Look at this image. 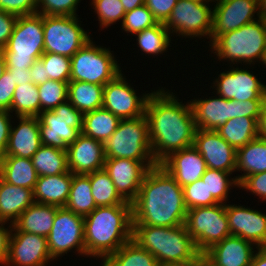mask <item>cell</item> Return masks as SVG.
I'll return each mask as SVG.
<instances>
[{
  "mask_svg": "<svg viewBox=\"0 0 266 266\" xmlns=\"http://www.w3.org/2000/svg\"><path fill=\"white\" fill-rule=\"evenodd\" d=\"M77 16L43 15L44 52L71 58L89 42Z\"/></svg>",
  "mask_w": 266,
  "mask_h": 266,
  "instance_id": "obj_11",
  "label": "cell"
},
{
  "mask_svg": "<svg viewBox=\"0 0 266 266\" xmlns=\"http://www.w3.org/2000/svg\"><path fill=\"white\" fill-rule=\"evenodd\" d=\"M193 147L202 155L207 168L230 173L236 171V149L216 130L196 129Z\"/></svg>",
  "mask_w": 266,
  "mask_h": 266,
  "instance_id": "obj_19",
  "label": "cell"
},
{
  "mask_svg": "<svg viewBox=\"0 0 266 266\" xmlns=\"http://www.w3.org/2000/svg\"><path fill=\"white\" fill-rule=\"evenodd\" d=\"M18 16L0 10V50L4 49L13 33Z\"/></svg>",
  "mask_w": 266,
  "mask_h": 266,
  "instance_id": "obj_51",
  "label": "cell"
},
{
  "mask_svg": "<svg viewBox=\"0 0 266 266\" xmlns=\"http://www.w3.org/2000/svg\"><path fill=\"white\" fill-rule=\"evenodd\" d=\"M258 0H217L213 8V27L210 45L222 34L255 21Z\"/></svg>",
  "mask_w": 266,
  "mask_h": 266,
  "instance_id": "obj_16",
  "label": "cell"
},
{
  "mask_svg": "<svg viewBox=\"0 0 266 266\" xmlns=\"http://www.w3.org/2000/svg\"><path fill=\"white\" fill-rule=\"evenodd\" d=\"M53 260L47 238L29 232H11L6 265L45 266Z\"/></svg>",
  "mask_w": 266,
  "mask_h": 266,
  "instance_id": "obj_18",
  "label": "cell"
},
{
  "mask_svg": "<svg viewBox=\"0 0 266 266\" xmlns=\"http://www.w3.org/2000/svg\"><path fill=\"white\" fill-rule=\"evenodd\" d=\"M254 254L250 266H266V248H258Z\"/></svg>",
  "mask_w": 266,
  "mask_h": 266,
  "instance_id": "obj_58",
  "label": "cell"
},
{
  "mask_svg": "<svg viewBox=\"0 0 266 266\" xmlns=\"http://www.w3.org/2000/svg\"><path fill=\"white\" fill-rule=\"evenodd\" d=\"M70 81L106 85L121 73L109 49L95 46L90 40L71 58Z\"/></svg>",
  "mask_w": 266,
  "mask_h": 266,
  "instance_id": "obj_10",
  "label": "cell"
},
{
  "mask_svg": "<svg viewBox=\"0 0 266 266\" xmlns=\"http://www.w3.org/2000/svg\"><path fill=\"white\" fill-rule=\"evenodd\" d=\"M19 125L10 128L7 148L3 155L32 158L40 148L38 117L19 116ZM16 127V128H15Z\"/></svg>",
  "mask_w": 266,
  "mask_h": 266,
  "instance_id": "obj_25",
  "label": "cell"
},
{
  "mask_svg": "<svg viewBox=\"0 0 266 266\" xmlns=\"http://www.w3.org/2000/svg\"><path fill=\"white\" fill-rule=\"evenodd\" d=\"M170 31L165 27L164 23L158 22L156 25L146 28L136 33L138 47L147 54H161L170 45Z\"/></svg>",
  "mask_w": 266,
  "mask_h": 266,
  "instance_id": "obj_39",
  "label": "cell"
},
{
  "mask_svg": "<svg viewBox=\"0 0 266 266\" xmlns=\"http://www.w3.org/2000/svg\"><path fill=\"white\" fill-rule=\"evenodd\" d=\"M104 266H160L157 259L132 239L109 255Z\"/></svg>",
  "mask_w": 266,
  "mask_h": 266,
  "instance_id": "obj_36",
  "label": "cell"
},
{
  "mask_svg": "<svg viewBox=\"0 0 266 266\" xmlns=\"http://www.w3.org/2000/svg\"><path fill=\"white\" fill-rule=\"evenodd\" d=\"M239 188L247 189L261 199L266 200V172L252 174L245 177L240 183Z\"/></svg>",
  "mask_w": 266,
  "mask_h": 266,
  "instance_id": "obj_50",
  "label": "cell"
},
{
  "mask_svg": "<svg viewBox=\"0 0 266 266\" xmlns=\"http://www.w3.org/2000/svg\"><path fill=\"white\" fill-rule=\"evenodd\" d=\"M103 147L105 158L155 162L145 115L134 119H121L116 131L103 143Z\"/></svg>",
  "mask_w": 266,
  "mask_h": 266,
  "instance_id": "obj_7",
  "label": "cell"
},
{
  "mask_svg": "<svg viewBox=\"0 0 266 266\" xmlns=\"http://www.w3.org/2000/svg\"><path fill=\"white\" fill-rule=\"evenodd\" d=\"M236 150L258 137V121L250 117L229 119L216 130Z\"/></svg>",
  "mask_w": 266,
  "mask_h": 266,
  "instance_id": "obj_33",
  "label": "cell"
},
{
  "mask_svg": "<svg viewBox=\"0 0 266 266\" xmlns=\"http://www.w3.org/2000/svg\"><path fill=\"white\" fill-rule=\"evenodd\" d=\"M7 71L12 74V78L16 85H21L23 83H32L29 70L15 69Z\"/></svg>",
  "mask_w": 266,
  "mask_h": 266,
  "instance_id": "obj_56",
  "label": "cell"
},
{
  "mask_svg": "<svg viewBox=\"0 0 266 266\" xmlns=\"http://www.w3.org/2000/svg\"><path fill=\"white\" fill-rule=\"evenodd\" d=\"M236 170L244 172L235 177L238 183L249 175L266 172V139L258 136L236 150Z\"/></svg>",
  "mask_w": 266,
  "mask_h": 266,
  "instance_id": "obj_30",
  "label": "cell"
},
{
  "mask_svg": "<svg viewBox=\"0 0 266 266\" xmlns=\"http://www.w3.org/2000/svg\"><path fill=\"white\" fill-rule=\"evenodd\" d=\"M11 115L9 111L0 109V156L4 154L11 128Z\"/></svg>",
  "mask_w": 266,
  "mask_h": 266,
  "instance_id": "obj_53",
  "label": "cell"
},
{
  "mask_svg": "<svg viewBox=\"0 0 266 266\" xmlns=\"http://www.w3.org/2000/svg\"><path fill=\"white\" fill-rule=\"evenodd\" d=\"M226 215L231 235L266 248V215L240 205L226 204Z\"/></svg>",
  "mask_w": 266,
  "mask_h": 266,
  "instance_id": "obj_20",
  "label": "cell"
},
{
  "mask_svg": "<svg viewBox=\"0 0 266 266\" xmlns=\"http://www.w3.org/2000/svg\"><path fill=\"white\" fill-rule=\"evenodd\" d=\"M47 242L52 259L73 248L85 255L84 218L66 207H58Z\"/></svg>",
  "mask_w": 266,
  "mask_h": 266,
  "instance_id": "obj_13",
  "label": "cell"
},
{
  "mask_svg": "<svg viewBox=\"0 0 266 266\" xmlns=\"http://www.w3.org/2000/svg\"><path fill=\"white\" fill-rule=\"evenodd\" d=\"M0 178L6 183L34 189L38 175L30 158L1 155Z\"/></svg>",
  "mask_w": 266,
  "mask_h": 266,
  "instance_id": "obj_29",
  "label": "cell"
},
{
  "mask_svg": "<svg viewBox=\"0 0 266 266\" xmlns=\"http://www.w3.org/2000/svg\"><path fill=\"white\" fill-rule=\"evenodd\" d=\"M6 222L0 221V263L6 264L8 253H9V240L11 236V227L10 224V230L8 228H4Z\"/></svg>",
  "mask_w": 266,
  "mask_h": 266,
  "instance_id": "obj_54",
  "label": "cell"
},
{
  "mask_svg": "<svg viewBox=\"0 0 266 266\" xmlns=\"http://www.w3.org/2000/svg\"><path fill=\"white\" fill-rule=\"evenodd\" d=\"M101 27H108L119 20L124 19L125 10L121 0H92Z\"/></svg>",
  "mask_w": 266,
  "mask_h": 266,
  "instance_id": "obj_45",
  "label": "cell"
},
{
  "mask_svg": "<svg viewBox=\"0 0 266 266\" xmlns=\"http://www.w3.org/2000/svg\"><path fill=\"white\" fill-rule=\"evenodd\" d=\"M195 127L204 130H217L229 119L236 118V101L221 96L212 99L190 101Z\"/></svg>",
  "mask_w": 266,
  "mask_h": 266,
  "instance_id": "obj_22",
  "label": "cell"
},
{
  "mask_svg": "<svg viewBox=\"0 0 266 266\" xmlns=\"http://www.w3.org/2000/svg\"><path fill=\"white\" fill-rule=\"evenodd\" d=\"M1 51L6 70H29L44 54L43 15L34 13L18 16L13 33Z\"/></svg>",
  "mask_w": 266,
  "mask_h": 266,
  "instance_id": "obj_5",
  "label": "cell"
},
{
  "mask_svg": "<svg viewBox=\"0 0 266 266\" xmlns=\"http://www.w3.org/2000/svg\"><path fill=\"white\" fill-rule=\"evenodd\" d=\"M183 188L184 203L187 209L195 207H206L218 204V202L209 195L206 182L199 179Z\"/></svg>",
  "mask_w": 266,
  "mask_h": 266,
  "instance_id": "obj_44",
  "label": "cell"
},
{
  "mask_svg": "<svg viewBox=\"0 0 266 266\" xmlns=\"http://www.w3.org/2000/svg\"><path fill=\"white\" fill-rule=\"evenodd\" d=\"M40 59L43 61L47 78L61 82L70 81L71 59L69 57L44 52Z\"/></svg>",
  "mask_w": 266,
  "mask_h": 266,
  "instance_id": "obj_42",
  "label": "cell"
},
{
  "mask_svg": "<svg viewBox=\"0 0 266 266\" xmlns=\"http://www.w3.org/2000/svg\"><path fill=\"white\" fill-rule=\"evenodd\" d=\"M264 100L236 101V117H250L259 120Z\"/></svg>",
  "mask_w": 266,
  "mask_h": 266,
  "instance_id": "obj_52",
  "label": "cell"
},
{
  "mask_svg": "<svg viewBox=\"0 0 266 266\" xmlns=\"http://www.w3.org/2000/svg\"><path fill=\"white\" fill-rule=\"evenodd\" d=\"M80 0H37L36 13L54 16H77L76 10ZM41 9L39 11V9Z\"/></svg>",
  "mask_w": 266,
  "mask_h": 266,
  "instance_id": "obj_46",
  "label": "cell"
},
{
  "mask_svg": "<svg viewBox=\"0 0 266 266\" xmlns=\"http://www.w3.org/2000/svg\"><path fill=\"white\" fill-rule=\"evenodd\" d=\"M29 71L32 83L35 85L45 83L49 80V78L46 77L44 64L40 58L33 63V65L29 68Z\"/></svg>",
  "mask_w": 266,
  "mask_h": 266,
  "instance_id": "obj_55",
  "label": "cell"
},
{
  "mask_svg": "<svg viewBox=\"0 0 266 266\" xmlns=\"http://www.w3.org/2000/svg\"><path fill=\"white\" fill-rule=\"evenodd\" d=\"M13 111L17 117H38L40 115V96L37 85L23 83L16 86L10 112Z\"/></svg>",
  "mask_w": 266,
  "mask_h": 266,
  "instance_id": "obj_38",
  "label": "cell"
},
{
  "mask_svg": "<svg viewBox=\"0 0 266 266\" xmlns=\"http://www.w3.org/2000/svg\"><path fill=\"white\" fill-rule=\"evenodd\" d=\"M0 10L16 16L36 13L37 0H0Z\"/></svg>",
  "mask_w": 266,
  "mask_h": 266,
  "instance_id": "obj_47",
  "label": "cell"
},
{
  "mask_svg": "<svg viewBox=\"0 0 266 266\" xmlns=\"http://www.w3.org/2000/svg\"><path fill=\"white\" fill-rule=\"evenodd\" d=\"M68 167L73 174H90L104 169L103 142L84 135L67 146Z\"/></svg>",
  "mask_w": 266,
  "mask_h": 266,
  "instance_id": "obj_21",
  "label": "cell"
},
{
  "mask_svg": "<svg viewBox=\"0 0 266 266\" xmlns=\"http://www.w3.org/2000/svg\"><path fill=\"white\" fill-rule=\"evenodd\" d=\"M185 226L200 254L231 235L226 204L221 203L188 209Z\"/></svg>",
  "mask_w": 266,
  "mask_h": 266,
  "instance_id": "obj_8",
  "label": "cell"
},
{
  "mask_svg": "<svg viewBox=\"0 0 266 266\" xmlns=\"http://www.w3.org/2000/svg\"><path fill=\"white\" fill-rule=\"evenodd\" d=\"M176 98L161 88L152 92L146 103L149 140L157 164L194 143L197 128L191 104L184 105Z\"/></svg>",
  "mask_w": 266,
  "mask_h": 266,
  "instance_id": "obj_1",
  "label": "cell"
},
{
  "mask_svg": "<svg viewBox=\"0 0 266 266\" xmlns=\"http://www.w3.org/2000/svg\"><path fill=\"white\" fill-rule=\"evenodd\" d=\"M261 62H262L264 65H266V48H265V50H264V54H263V58H262Z\"/></svg>",
  "mask_w": 266,
  "mask_h": 266,
  "instance_id": "obj_64",
  "label": "cell"
},
{
  "mask_svg": "<svg viewBox=\"0 0 266 266\" xmlns=\"http://www.w3.org/2000/svg\"><path fill=\"white\" fill-rule=\"evenodd\" d=\"M157 23L158 21L154 18L152 12L144 4L125 13L122 29L131 34H136Z\"/></svg>",
  "mask_w": 266,
  "mask_h": 266,
  "instance_id": "obj_43",
  "label": "cell"
},
{
  "mask_svg": "<svg viewBox=\"0 0 266 266\" xmlns=\"http://www.w3.org/2000/svg\"><path fill=\"white\" fill-rule=\"evenodd\" d=\"M183 188L160 165L146 173L132 202V226L176 227L185 224Z\"/></svg>",
  "mask_w": 266,
  "mask_h": 266,
  "instance_id": "obj_2",
  "label": "cell"
},
{
  "mask_svg": "<svg viewBox=\"0 0 266 266\" xmlns=\"http://www.w3.org/2000/svg\"><path fill=\"white\" fill-rule=\"evenodd\" d=\"M230 174L232 173L207 168L201 178L203 182H206L209 195H212L218 203L225 204L224 201L227 200L228 192L233 184L239 186L236 178L229 180Z\"/></svg>",
  "mask_w": 266,
  "mask_h": 266,
  "instance_id": "obj_40",
  "label": "cell"
},
{
  "mask_svg": "<svg viewBox=\"0 0 266 266\" xmlns=\"http://www.w3.org/2000/svg\"><path fill=\"white\" fill-rule=\"evenodd\" d=\"M258 136L266 139V97L262 103L261 113L258 120Z\"/></svg>",
  "mask_w": 266,
  "mask_h": 266,
  "instance_id": "obj_57",
  "label": "cell"
},
{
  "mask_svg": "<svg viewBox=\"0 0 266 266\" xmlns=\"http://www.w3.org/2000/svg\"><path fill=\"white\" fill-rule=\"evenodd\" d=\"M122 72L104 85L102 108L120 119H134L145 115L146 103L151 93L136 95L133 87L125 81Z\"/></svg>",
  "mask_w": 266,
  "mask_h": 266,
  "instance_id": "obj_14",
  "label": "cell"
},
{
  "mask_svg": "<svg viewBox=\"0 0 266 266\" xmlns=\"http://www.w3.org/2000/svg\"><path fill=\"white\" fill-rule=\"evenodd\" d=\"M132 240L149 251L160 266H192L201 255L185 224L176 227L132 226Z\"/></svg>",
  "mask_w": 266,
  "mask_h": 266,
  "instance_id": "obj_4",
  "label": "cell"
},
{
  "mask_svg": "<svg viewBox=\"0 0 266 266\" xmlns=\"http://www.w3.org/2000/svg\"><path fill=\"white\" fill-rule=\"evenodd\" d=\"M218 96L227 100L246 101L264 100L266 85L247 70L233 67L230 71L220 73L213 82Z\"/></svg>",
  "mask_w": 266,
  "mask_h": 266,
  "instance_id": "obj_17",
  "label": "cell"
},
{
  "mask_svg": "<svg viewBox=\"0 0 266 266\" xmlns=\"http://www.w3.org/2000/svg\"><path fill=\"white\" fill-rule=\"evenodd\" d=\"M33 189L6 183L0 178V221L11 225L34 203Z\"/></svg>",
  "mask_w": 266,
  "mask_h": 266,
  "instance_id": "obj_27",
  "label": "cell"
},
{
  "mask_svg": "<svg viewBox=\"0 0 266 266\" xmlns=\"http://www.w3.org/2000/svg\"><path fill=\"white\" fill-rule=\"evenodd\" d=\"M253 245L241 237L230 235L203 255L215 266H250L254 256Z\"/></svg>",
  "mask_w": 266,
  "mask_h": 266,
  "instance_id": "obj_24",
  "label": "cell"
},
{
  "mask_svg": "<svg viewBox=\"0 0 266 266\" xmlns=\"http://www.w3.org/2000/svg\"><path fill=\"white\" fill-rule=\"evenodd\" d=\"M132 239V205L97 207L84 217L85 255L103 261Z\"/></svg>",
  "mask_w": 266,
  "mask_h": 266,
  "instance_id": "obj_3",
  "label": "cell"
},
{
  "mask_svg": "<svg viewBox=\"0 0 266 266\" xmlns=\"http://www.w3.org/2000/svg\"><path fill=\"white\" fill-rule=\"evenodd\" d=\"M120 120L112 112L99 108L83 114V128L81 132L104 143L116 131Z\"/></svg>",
  "mask_w": 266,
  "mask_h": 266,
  "instance_id": "obj_32",
  "label": "cell"
},
{
  "mask_svg": "<svg viewBox=\"0 0 266 266\" xmlns=\"http://www.w3.org/2000/svg\"><path fill=\"white\" fill-rule=\"evenodd\" d=\"M121 3L123 4L125 12H128L136 7L144 5L145 0H121Z\"/></svg>",
  "mask_w": 266,
  "mask_h": 266,
  "instance_id": "obj_59",
  "label": "cell"
},
{
  "mask_svg": "<svg viewBox=\"0 0 266 266\" xmlns=\"http://www.w3.org/2000/svg\"><path fill=\"white\" fill-rule=\"evenodd\" d=\"M5 70H6V62L2 51L0 50V78L2 77Z\"/></svg>",
  "mask_w": 266,
  "mask_h": 266,
  "instance_id": "obj_62",
  "label": "cell"
},
{
  "mask_svg": "<svg viewBox=\"0 0 266 266\" xmlns=\"http://www.w3.org/2000/svg\"><path fill=\"white\" fill-rule=\"evenodd\" d=\"M38 118L41 144L66 151L83 128V114L68 100L51 111L41 112Z\"/></svg>",
  "mask_w": 266,
  "mask_h": 266,
  "instance_id": "obj_9",
  "label": "cell"
},
{
  "mask_svg": "<svg viewBox=\"0 0 266 266\" xmlns=\"http://www.w3.org/2000/svg\"><path fill=\"white\" fill-rule=\"evenodd\" d=\"M156 165V162H140L127 158H105L104 170L109 174L120 196L132 203L146 173Z\"/></svg>",
  "mask_w": 266,
  "mask_h": 266,
  "instance_id": "obj_15",
  "label": "cell"
},
{
  "mask_svg": "<svg viewBox=\"0 0 266 266\" xmlns=\"http://www.w3.org/2000/svg\"><path fill=\"white\" fill-rule=\"evenodd\" d=\"M73 180L71 171L53 175L38 176L33 189L34 201L36 203L65 207Z\"/></svg>",
  "mask_w": 266,
  "mask_h": 266,
  "instance_id": "obj_26",
  "label": "cell"
},
{
  "mask_svg": "<svg viewBox=\"0 0 266 266\" xmlns=\"http://www.w3.org/2000/svg\"><path fill=\"white\" fill-rule=\"evenodd\" d=\"M104 86L83 81H69L68 101L82 114L102 108Z\"/></svg>",
  "mask_w": 266,
  "mask_h": 266,
  "instance_id": "obj_31",
  "label": "cell"
},
{
  "mask_svg": "<svg viewBox=\"0 0 266 266\" xmlns=\"http://www.w3.org/2000/svg\"><path fill=\"white\" fill-rule=\"evenodd\" d=\"M211 46L219 60L228 59L251 65L262 60L266 48V34L259 19L236 30L220 35ZM214 49V50H213Z\"/></svg>",
  "mask_w": 266,
  "mask_h": 266,
  "instance_id": "obj_6",
  "label": "cell"
},
{
  "mask_svg": "<svg viewBox=\"0 0 266 266\" xmlns=\"http://www.w3.org/2000/svg\"><path fill=\"white\" fill-rule=\"evenodd\" d=\"M68 83L49 79L37 85L40 96V113L51 111L68 100Z\"/></svg>",
  "mask_w": 266,
  "mask_h": 266,
  "instance_id": "obj_41",
  "label": "cell"
},
{
  "mask_svg": "<svg viewBox=\"0 0 266 266\" xmlns=\"http://www.w3.org/2000/svg\"><path fill=\"white\" fill-rule=\"evenodd\" d=\"M206 2L208 3L209 0H178L170 17L164 23L165 27L170 33L176 32L182 37H205L206 35L210 38L213 10Z\"/></svg>",
  "mask_w": 266,
  "mask_h": 266,
  "instance_id": "obj_12",
  "label": "cell"
},
{
  "mask_svg": "<svg viewBox=\"0 0 266 266\" xmlns=\"http://www.w3.org/2000/svg\"><path fill=\"white\" fill-rule=\"evenodd\" d=\"M160 165L181 187L201 179L207 170L205 160L193 146L172 153Z\"/></svg>",
  "mask_w": 266,
  "mask_h": 266,
  "instance_id": "obj_23",
  "label": "cell"
},
{
  "mask_svg": "<svg viewBox=\"0 0 266 266\" xmlns=\"http://www.w3.org/2000/svg\"><path fill=\"white\" fill-rule=\"evenodd\" d=\"M178 0H145L146 7L152 12L154 18L165 23L171 15L172 9Z\"/></svg>",
  "mask_w": 266,
  "mask_h": 266,
  "instance_id": "obj_49",
  "label": "cell"
},
{
  "mask_svg": "<svg viewBox=\"0 0 266 266\" xmlns=\"http://www.w3.org/2000/svg\"><path fill=\"white\" fill-rule=\"evenodd\" d=\"M38 176H53L69 172L67 151L41 145L31 158Z\"/></svg>",
  "mask_w": 266,
  "mask_h": 266,
  "instance_id": "obj_35",
  "label": "cell"
},
{
  "mask_svg": "<svg viewBox=\"0 0 266 266\" xmlns=\"http://www.w3.org/2000/svg\"><path fill=\"white\" fill-rule=\"evenodd\" d=\"M57 209V206L34 202L12 224L11 232H29L47 238Z\"/></svg>",
  "mask_w": 266,
  "mask_h": 266,
  "instance_id": "obj_28",
  "label": "cell"
},
{
  "mask_svg": "<svg viewBox=\"0 0 266 266\" xmlns=\"http://www.w3.org/2000/svg\"><path fill=\"white\" fill-rule=\"evenodd\" d=\"M16 83L12 78V74L7 70L0 78V109L9 111L11 110V103L16 88Z\"/></svg>",
  "mask_w": 266,
  "mask_h": 266,
  "instance_id": "obj_48",
  "label": "cell"
},
{
  "mask_svg": "<svg viewBox=\"0 0 266 266\" xmlns=\"http://www.w3.org/2000/svg\"><path fill=\"white\" fill-rule=\"evenodd\" d=\"M89 179L92 188V196L94 197L97 207L132 205V203L125 201L120 196L109 174L104 169L90 173Z\"/></svg>",
  "mask_w": 266,
  "mask_h": 266,
  "instance_id": "obj_37",
  "label": "cell"
},
{
  "mask_svg": "<svg viewBox=\"0 0 266 266\" xmlns=\"http://www.w3.org/2000/svg\"><path fill=\"white\" fill-rule=\"evenodd\" d=\"M65 207L83 218L97 208L92 196L89 174H73L70 194Z\"/></svg>",
  "mask_w": 266,
  "mask_h": 266,
  "instance_id": "obj_34",
  "label": "cell"
},
{
  "mask_svg": "<svg viewBox=\"0 0 266 266\" xmlns=\"http://www.w3.org/2000/svg\"><path fill=\"white\" fill-rule=\"evenodd\" d=\"M192 266H215L203 254H201Z\"/></svg>",
  "mask_w": 266,
  "mask_h": 266,
  "instance_id": "obj_60",
  "label": "cell"
},
{
  "mask_svg": "<svg viewBox=\"0 0 266 266\" xmlns=\"http://www.w3.org/2000/svg\"><path fill=\"white\" fill-rule=\"evenodd\" d=\"M266 34V15L258 17Z\"/></svg>",
  "mask_w": 266,
  "mask_h": 266,
  "instance_id": "obj_63",
  "label": "cell"
},
{
  "mask_svg": "<svg viewBox=\"0 0 266 266\" xmlns=\"http://www.w3.org/2000/svg\"><path fill=\"white\" fill-rule=\"evenodd\" d=\"M266 15V0H258V17Z\"/></svg>",
  "mask_w": 266,
  "mask_h": 266,
  "instance_id": "obj_61",
  "label": "cell"
}]
</instances>
